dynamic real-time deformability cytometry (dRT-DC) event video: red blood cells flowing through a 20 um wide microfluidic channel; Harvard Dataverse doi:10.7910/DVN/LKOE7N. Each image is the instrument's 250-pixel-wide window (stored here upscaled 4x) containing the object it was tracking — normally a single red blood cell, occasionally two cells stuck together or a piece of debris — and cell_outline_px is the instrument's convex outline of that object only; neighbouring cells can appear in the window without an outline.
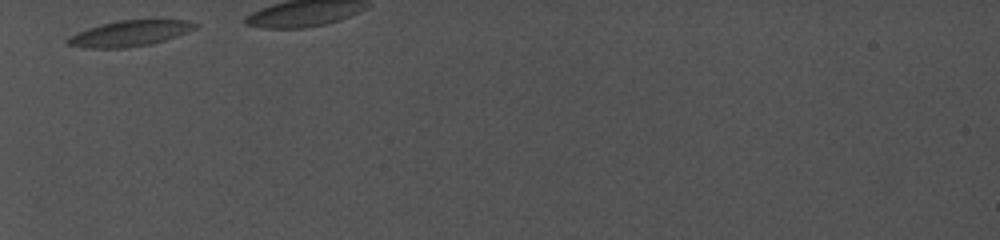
{"species": "common noctule bat (a hibernating species)", "species_latin": "Nyctalus noctula", "temperature_condition": "cold", "stored_images_in_passage": 9, "camera_frame_rate_fps": 5000, "um_per_image_px": 0.085, "animal": {"sex": "female", "body_mass_g": 19.0, "forearm_length_mm": 56.7}, "frame": {"image": 1, "passage_image": 1, "time_ms": 0.0, "image_size_px": [1000, 240], "cell_outline_px": [[200, 24], [196, 28], [188, 32], [164, 40], [148, 44], [120, 48], [92, 48], [68, 44], [64, 40], [68, 36], [76, 32], [100, 24], [120, 20], [156, 16], [188, 20]], "centroid_in_image_um": [11.12, 2.76], "position_along_channel_um": 73.9, "area_um2": 19.94}}